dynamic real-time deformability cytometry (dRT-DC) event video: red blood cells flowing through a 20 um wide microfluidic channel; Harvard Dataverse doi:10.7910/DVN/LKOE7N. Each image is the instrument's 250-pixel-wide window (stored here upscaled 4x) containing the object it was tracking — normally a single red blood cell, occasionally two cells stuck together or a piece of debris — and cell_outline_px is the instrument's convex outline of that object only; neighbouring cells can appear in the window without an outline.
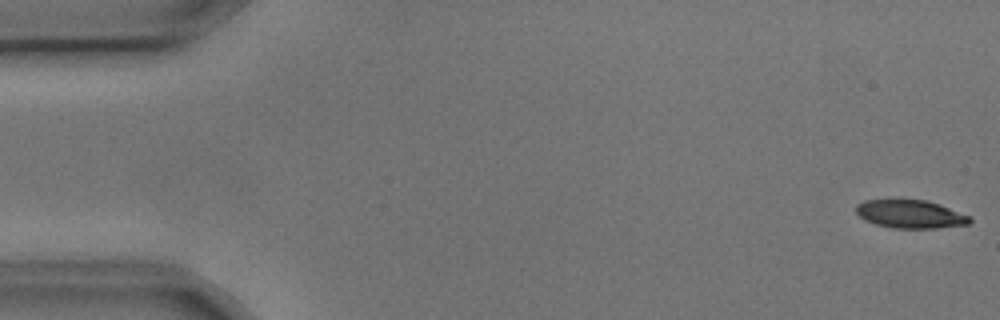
{"species": "common noctule bat (a hibernating species)", "species_latin": "Nyctalus noctula", "temperature_condition": "cold", "stored_images_in_passage": 4, "camera_frame_rate_fps": 3000, "um_per_image_px": 0.085, "animal": {"sex": "male", "body_mass_g": 17.9, "forearm_length_mm": 54.2}, "frame": {"image": 1, "passage_image": 1, "time_ms": 0.0, "image_size_px": [1000, 320], "cell_outline_px": [[972, 220], [968, 224], [936, 228], [892, 228], [876, 224], [864, 220], [856, 212], [856, 204], [864, 200], [924, 200], [972, 216]], "centroid_in_image_um": [77.36, 18.21], "position_along_channel_um": 7.6, "area_um2": 18.5}}